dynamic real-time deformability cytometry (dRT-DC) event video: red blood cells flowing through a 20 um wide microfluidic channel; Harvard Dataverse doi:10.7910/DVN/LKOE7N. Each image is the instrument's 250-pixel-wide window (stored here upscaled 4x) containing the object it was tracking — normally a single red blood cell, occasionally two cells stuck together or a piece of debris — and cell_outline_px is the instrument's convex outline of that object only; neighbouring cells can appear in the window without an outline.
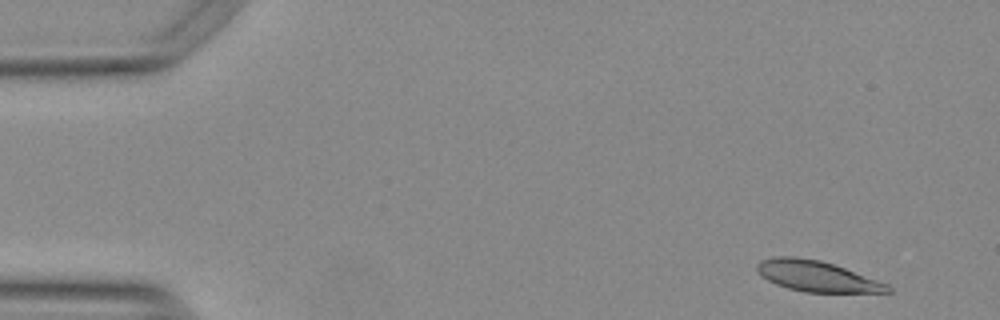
{"species": "Egyptian fruit bat (a non-hibernating species)", "species_latin": "Rousettus aegyptiacus", "temperature_condition": "warm", "stored_images_in_passage": 52, "camera_frame_rate_fps": 3000, "um_per_image_px": 0.085, "animal": {"sex": "female"}, "frame": {"image": 1, "passage_image": 2, "time_ms": 0.333, "image_size_px": [1000, 320], "cell_outline_px": [[892, 292], [804, 292], [788, 288], [776, 284], [768, 280], [756, 268], [756, 264], [760, 260], [772, 256], [796, 256], [820, 260], [844, 268], [888, 284], [892, 288]], "centroid_in_image_um": [69.4, 23.46], "position_along_channel_um": 15.6, "area_um2": 23.18}}
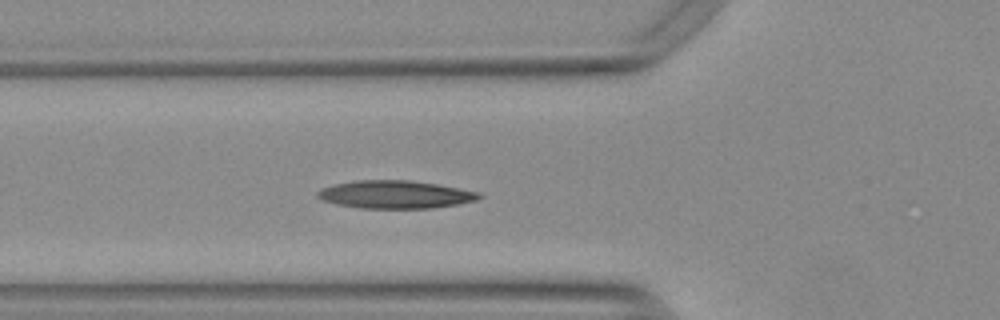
{"frame": {"image": 2, "passage_image": 17, "time_ms": 5.333, "image_size_px": [1000, 320], "cell_outline_px": [[484, 196], [476, 200], [456, 204], [432, 208], [360, 208], [336, 204], [324, 200], [316, 196], [316, 192], [324, 188], [336, 184], [356, 180], [412, 180], [436, 184], [480, 192]], "centroid_in_image_um": [33.61, 16.53], "position_along_channel_um": 92.2, "area_um2": 26.07}}
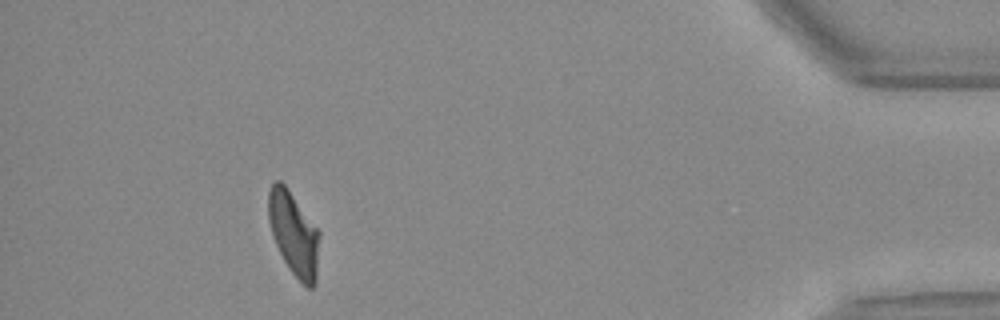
{"frame": {"image": 3, "passage_image": 47, "time_ms": 15.333, "image_size_px": [1000, 320], "cell_outline_px": [[320, 236], [316, 284], [312, 288], [308, 288], [288, 268], [272, 236], [268, 220], [268, 192], [272, 184], [276, 180], [280, 180], [284, 184], [320, 232]], "centroid_in_image_um": [24.97, 19.88], "position_along_channel_um": 410.2, "area_um2": 24.74}, "authors_computed_cell_mechanics": {"area_um2": 24.9118, "velocity_mm_per_s": 3.7779, "shape_relaxation_time_tau1_ms": 7.7252, "shape_relaxation_time_tau2_ms": 2.5965, "deformation_change_tau1": 0.2286, "deformation_change_tau2": 0.1088}}